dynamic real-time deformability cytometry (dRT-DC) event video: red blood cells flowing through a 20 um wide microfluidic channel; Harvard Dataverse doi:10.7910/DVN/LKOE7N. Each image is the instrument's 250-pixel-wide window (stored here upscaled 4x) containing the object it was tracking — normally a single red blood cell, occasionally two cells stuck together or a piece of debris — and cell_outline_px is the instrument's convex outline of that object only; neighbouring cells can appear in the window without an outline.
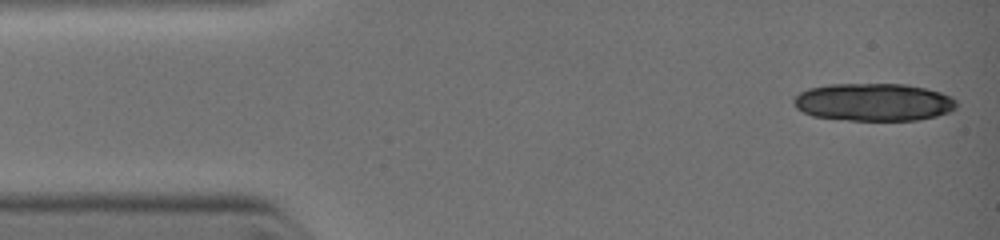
{"species": "common noctule bat (a hibernating species)", "species_latin": "Nyctalus noctula", "temperature_condition": "warm", "stored_images_in_passage": 10, "camera_frame_rate_fps": 3000, "um_per_image_px": 0.085, "animal": {"sex": "female", "body_mass_g": 19.0, "forearm_length_mm": 51.5}, "frame": {"image": 1, "passage_image": 1, "time_ms": 0.0, "image_size_px": [1000, 240], "cell_outline_px": [[956, 108], [948, 112], [936, 116], [916, 120], [848, 120], [812, 116], [796, 108], [792, 100], [800, 92], [808, 88], [828, 84], [904, 84], [924, 88], [940, 92], [952, 96], [956, 100]], "centroid_in_image_um": [74.24, 8.68], "position_along_channel_um": 10.8, "area_um2": 35.78}}